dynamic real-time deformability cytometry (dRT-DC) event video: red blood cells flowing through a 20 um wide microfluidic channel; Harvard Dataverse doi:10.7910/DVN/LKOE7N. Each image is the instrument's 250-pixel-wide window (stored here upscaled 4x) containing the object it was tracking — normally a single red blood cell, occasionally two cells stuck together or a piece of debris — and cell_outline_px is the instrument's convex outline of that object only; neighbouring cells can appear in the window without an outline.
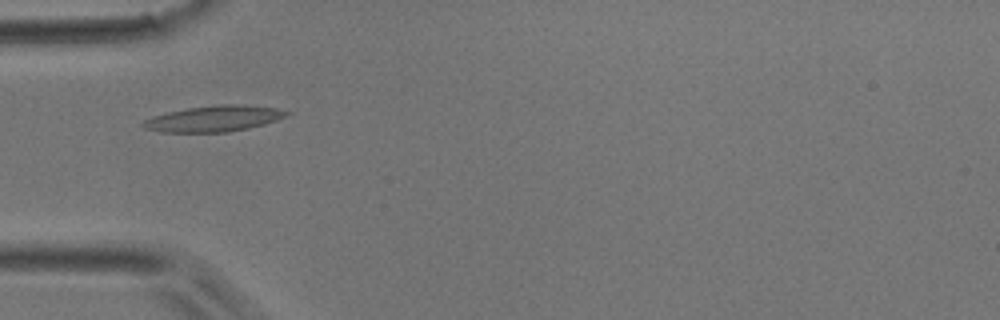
{"species": "common noctule bat (a hibernating species)", "species_latin": "Nyctalus noctula", "temperature_condition": "room temperature", "stored_images_in_passage": 3, "camera_frame_rate_fps": 3000, "um_per_image_px": 0.085, "animal": {"sex": "male", "body_mass_g": 17.9}, "frame": {"image": 1, "passage_image": 2, "time_ms": 0.333, "image_size_px": [1000, 320], "cell_outline_px": [[292, 112], [288, 116], [264, 124], [248, 128], [228, 132], [160, 132], [144, 128], [140, 124], [144, 120], [152, 116], [168, 112], [188, 108], [220, 104], [240, 104], [276, 108]], "centroid_in_image_um": [18.18, 10.08], "position_along_channel_um": 66.8, "area_um2": 21.73}}
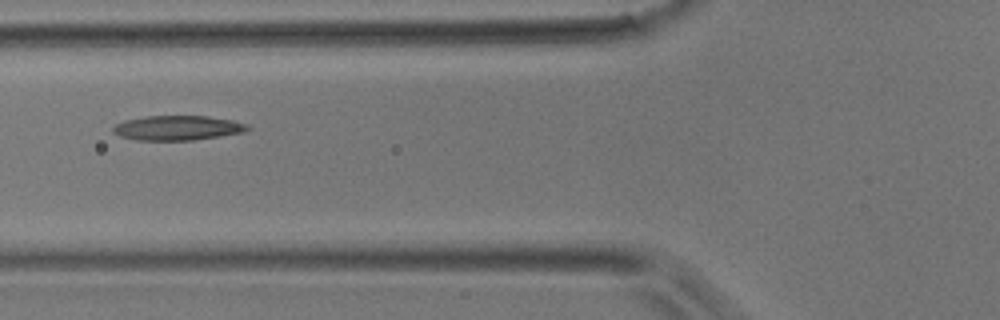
{"frame": {"image": 2, "passage_image": 3, "time_ms": 0.667, "image_size_px": [1000, 320], "cell_outline_px": [[252, 128], [244, 132], [220, 136], [192, 140], [136, 140], [120, 136], [112, 132], [112, 128], [116, 124], [124, 120], [144, 116], [208, 116], [232, 120], [248, 124]], "centroid_in_image_um": [15.09, 10.87], "position_along_channel_um": 110.7, "area_um2": 19.42}}